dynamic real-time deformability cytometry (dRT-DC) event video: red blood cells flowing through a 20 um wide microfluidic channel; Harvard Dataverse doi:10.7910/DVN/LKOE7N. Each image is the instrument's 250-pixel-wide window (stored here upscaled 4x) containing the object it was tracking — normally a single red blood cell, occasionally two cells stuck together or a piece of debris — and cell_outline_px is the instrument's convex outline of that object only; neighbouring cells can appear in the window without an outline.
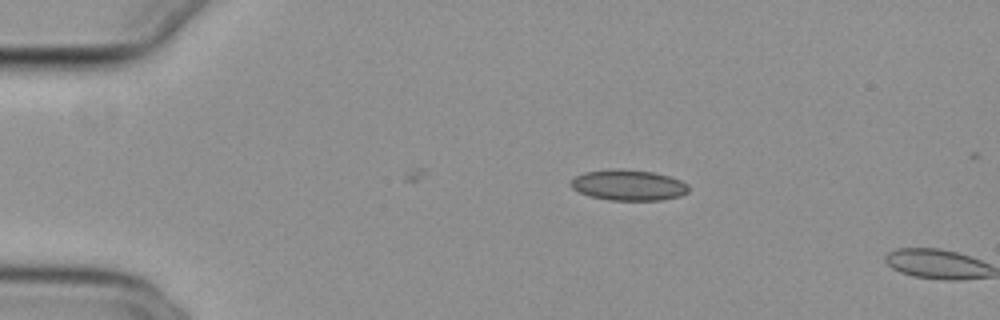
{"species": "common noctule bat (a hibernating species)", "species_latin": "Nyctalus noctula", "temperature_condition": "cold", "stored_images_in_passage": 2, "camera_frame_rate_fps": 3000, "um_per_image_px": 0.085, "animal": {"sex": "female", "body_mass_g": 29.2, "forearm_length_mm": 56.3}, "frame": {"image": 1, "passage_image": 1, "time_ms": 0.0, "image_size_px": [1000, 320], "cell_outline_px": [[688, 192], [680, 196], [660, 200], [608, 200], [588, 196], [572, 188], [572, 180], [576, 176], [584, 172], [612, 168], [620, 168], [652, 172], [668, 176], [680, 180], [688, 184]], "centroid_in_image_um": [53.41, 15.73], "position_along_channel_um": 31.6, "area_um2": 21.1}}